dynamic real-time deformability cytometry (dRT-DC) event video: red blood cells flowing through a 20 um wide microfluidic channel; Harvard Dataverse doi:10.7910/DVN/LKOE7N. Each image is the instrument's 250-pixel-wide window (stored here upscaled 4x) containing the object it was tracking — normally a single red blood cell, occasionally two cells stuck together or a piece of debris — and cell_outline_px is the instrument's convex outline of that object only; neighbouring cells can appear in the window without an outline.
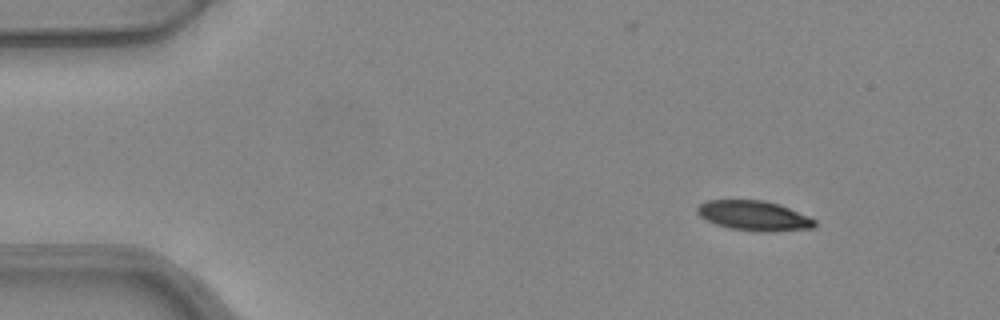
{"species": "common noctule bat (a hibernating species)", "species_latin": "Nyctalus noctula", "temperature_condition": "warm", "stored_images_in_passage": 47, "camera_frame_rate_fps": 3000, "um_per_image_px": 0.085, "animal": {"sex": "female", "body_mass_g": 24.6, "forearm_length_mm": 56.2}, "frame": {"image": 1, "passage_image": 1, "time_ms": 0.0, "image_size_px": [1000, 320], "cell_outline_px": [[816, 224], [812, 228], [772, 232], [760, 232], [732, 228], [716, 224], [700, 216], [696, 212], [696, 208], [700, 204], [708, 200], [764, 200], [780, 204], [808, 216], [816, 220]], "centroid_in_image_um": [64.11, 18.33], "position_along_channel_um": 20.9, "area_um2": 20.4}}
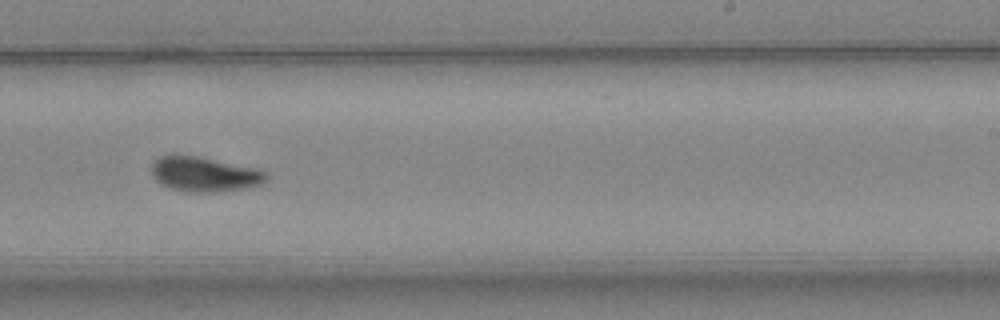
{"frame": {"image": 2, "passage_image": 27, "time_ms": 8.667, "image_size_px": [1000, 320], "cell_outline_px": [[268, 180], [260, 184], [244, 188], [220, 192], [184, 192], [160, 184], [152, 176], [152, 164], [160, 156], [172, 152], [176, 152], [256, 168], [268, 172]], "centroid_in_image_um": [17.34, 14.79], "position_along_channel_um": 271.7, "area_um2": 23.7}}
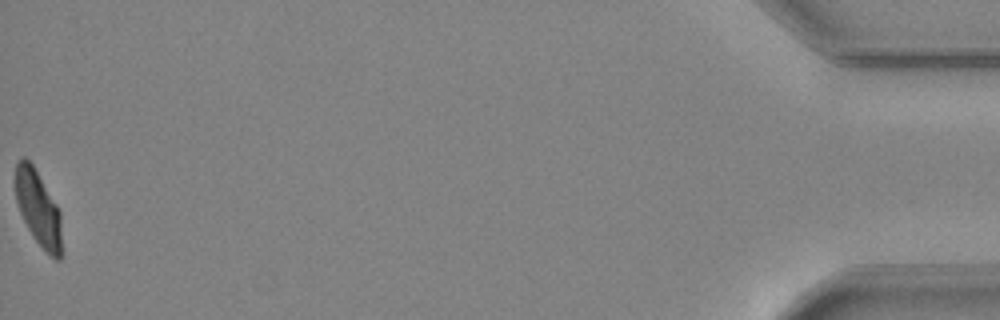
{"frame": {"image": 3, "passage_image": 47, "time_ms": 15.333, "image_size_px": [1000, 320], "cell_outline_px": [[64, 252], [60, 260], [56, 260], [44, 252], [32, 236], [20, 212], [16, 200], [16, 160], [24, 156], [32, 164], [56, 204], [60, 212]], "centroid_in_image_um": [3.3, 17.81], "position_along_channel_um": 431.9, "area_um2": 20.63}, "authors_computed_cell_mechanics": {"area_um2": 22.3686, "velocity_mm_per_s": 3.9404, "shape_relaxation_time_tau1_ms": 3.9361, "shape_relaxation_time_tau2_ms": 2.2048, "deformation_change_tau1": 0.1887, "deformation_change_tau2": 0.0823}}